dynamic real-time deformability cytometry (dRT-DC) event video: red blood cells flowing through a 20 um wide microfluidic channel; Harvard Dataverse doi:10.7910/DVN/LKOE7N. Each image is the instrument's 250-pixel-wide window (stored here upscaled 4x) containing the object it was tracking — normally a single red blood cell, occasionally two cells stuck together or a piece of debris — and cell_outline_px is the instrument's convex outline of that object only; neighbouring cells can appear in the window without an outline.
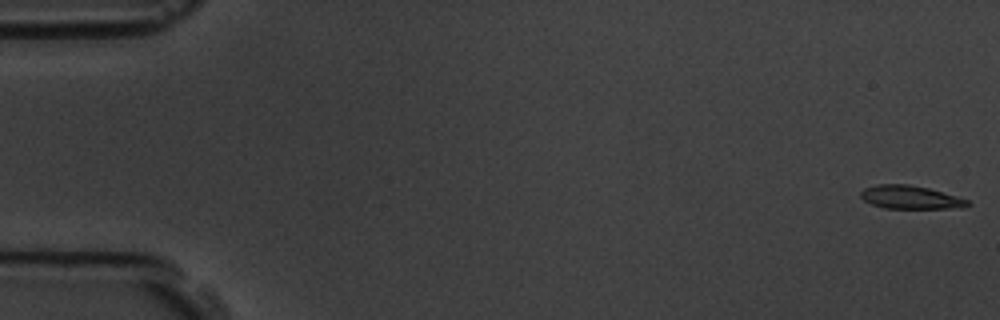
{"species": "common noctule bat (a hibernating species)", "species_latin": "Nyctalus noctula", "temperature_condition": "room temperature", "stored_images_in_passage": 6, "camera_frame_rate_fps": 3000, "um_per_image_px": 0.085, "animal": {"sex": "male", "body_mass_g": 19.5, "forearm_length_mm": 54.6}, "frame": {"image": 1, "passage_image": 1, "time_ms": 0.0, "image_size_px": [1000, 320], "cell_outline_px": [[972, 204], [964, 208], [884, 208], [872, 204], [864, 200], [860, 196], [860, 192], [864, 188], [876, 184], [908, 184], [928, 188], [956, 196], [968, 200]], "centroid_in_image_um": [77.39, 16.77], "position_along_channel_um": 7.6, "area_um2": 14.51}}
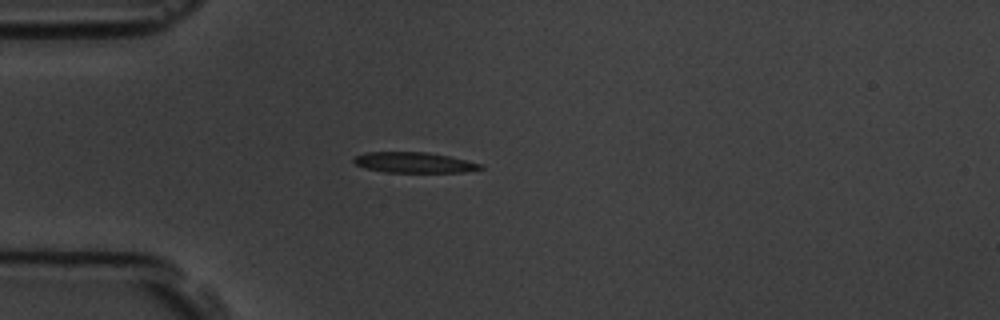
{"frame": {"image": 2, "passage_image": 5, "time_ms": 4.667, "image_size_px": [1000, 320], "cell_outline_px": [[484, 168], [464, 172], [384, 172], [364, 168], [356, 164], [352, 160], [356, 156], [364, 152], [424, 152], [448, 156], [484, 164]], "centroid_in_image_um": [35.19, 13.82], "position_along_channel_um": 49.8, "area_um2": 15.14}}